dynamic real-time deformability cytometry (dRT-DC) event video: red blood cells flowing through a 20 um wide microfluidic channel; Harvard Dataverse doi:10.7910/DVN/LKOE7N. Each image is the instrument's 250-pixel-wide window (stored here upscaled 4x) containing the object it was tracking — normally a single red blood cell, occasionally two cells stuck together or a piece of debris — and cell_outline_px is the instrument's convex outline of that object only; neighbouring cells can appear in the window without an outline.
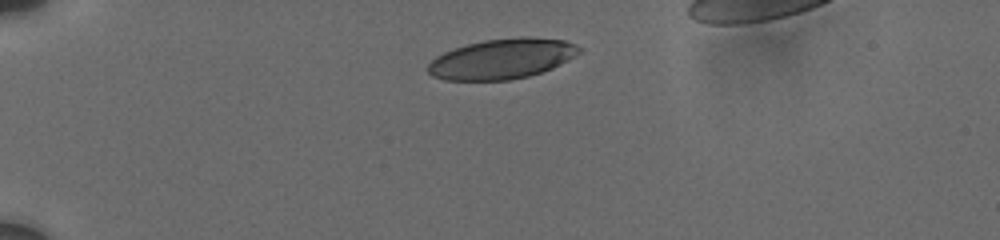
{"species": "human", "species_latin": "Homo sapiens", "temperature_condition": "cold", "stored_images_in_passage": 27, "camera_frame_rate_fps": 3000, "um_per_image_px": 0.085, "donor": {"sex": "male"}, "frame": {"image": 1, "passage_image": 1, "time_ms": 0.0, "image_size_px": [1000, 240], "cell_outline_px": [[580, 52], [568, 60], [552, 68], [528, 76], [508, 80], [444, 80], [432, 76], [428, 72], [428, 64], [436, 56], [444, 52], [468, 44], [484, 40], [520, 36], [564, 40], [576, 44], [580, 48]], "centroid_in_image_um": [42.66, 5.0], "position_along_channel_um": 42.3, "area_um2": 35.2}}
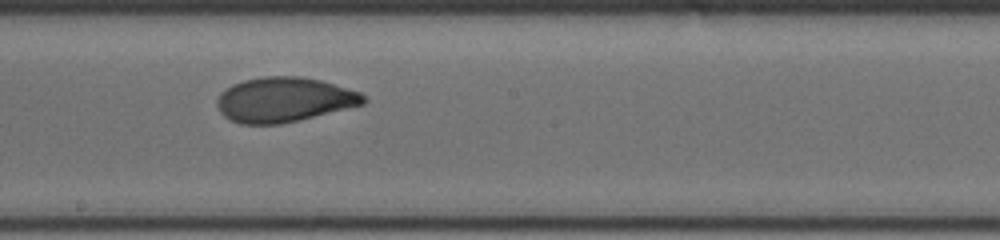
{"frame": {"image": 2, "passage_image": 15, "time_ms": 6.333, "image_size_px": [1000, 240], "cell_outline_px": [[368, 100], [364, 104], [280, 124], [240, 124], [228, 120], [220, 112], [216, 104], [216, 100], [232, 84], [244, 80], [264, 76], [300, 76], [320, 80], [360, 92]], "centroid_in_image_um": [24.13, 8.47], "position_along_channel_um": 224.1, "area_um2": 37.92}}
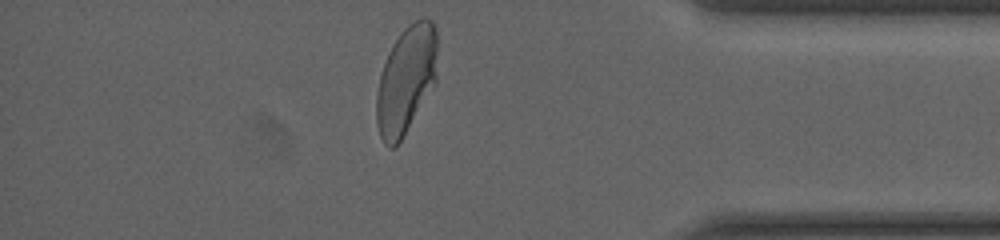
{"frame": {"image": 3, "passage_image": 27, "time_ms": 11.667, "image_size_px": [1000, 240], "cell_outline_px": [[436, 84], [396, 148], [388, 148], [384, 144], [380, 136], [376, 124], [376, 96], [380, 76], [388, 52], [392, 44], [400, 32], [408, 24], [424, 16], [432, 20], [436, 28]], "centroid_in_image_um": [34.52, 6.81], "position_along_channel_um": 400.7, "area_um2": 38.67}, "authors_computed_cell_mechanics": {"area_um2": 38.0902, "velocity_mm_per_s": 3.7121, "shape_relaxation_time_tau1_ms": 5.8064, "shape_relaxation_time_tau2_ms": 1.0234, "deformation_change_tau1": 0.1895, "deformation_change_tau2": 0.0593}}